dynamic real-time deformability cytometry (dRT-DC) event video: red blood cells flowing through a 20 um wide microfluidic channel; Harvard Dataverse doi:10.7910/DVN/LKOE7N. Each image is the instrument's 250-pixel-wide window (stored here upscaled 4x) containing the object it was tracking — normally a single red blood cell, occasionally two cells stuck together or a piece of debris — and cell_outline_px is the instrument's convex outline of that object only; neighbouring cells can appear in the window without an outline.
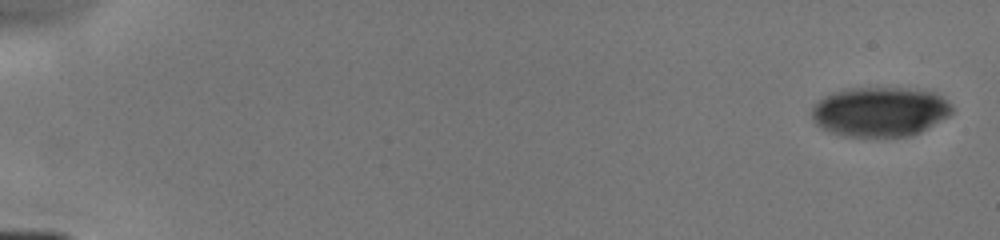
{"species": "human", "species_latin": "Homo sapiens", "temperature_condition": "cold", "stored_images_in_passage": 10, "camera_frame_rate_fps": 3000, "um_per_image_px": 0.085, "donor": {"sex": "male"}, "frame": {"image": 1, "passage_image": 1, "time_ms": 0.0, "image_size_px": [1000, 240], "cell_outline_px": [[952, 112], [948, 116], [928, 128], [920, 132], [908, 136], [840, 136], [828, 132], [820, 128], [812, 120], [812, 108], [824, 96], [848, 88], [904, 88], [936, 92], [948, 100], [952, 104]], "centroid_in_image_um": [74.8, 9.5], "position_along_channel_um": 10.2, "area_um2": 40.69}}
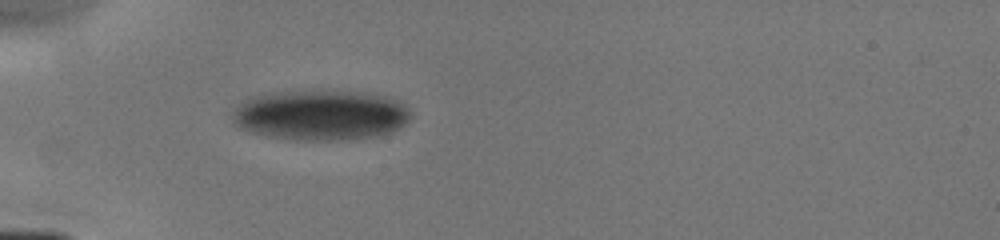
{"frame": {"image": 2, "passage_image": 6, "time_ms": 5.0, "image_size_px": [1000, 240], "cell_outline_px": [[412, 116], [404, 124], [392, 132], [380, 136], [344, 140], [296, 140], [268, 136], [236, 128], [232, 120], [232, 112], [248, 96], [276, 92], [312, 88], [320, 88], [364, 92], [384, 96], [400, 100], [408, 108]], "centroid_in_image_um": [27.24, 9.75], "position_along_channel_um": 57.8, "area_um2": 53.81}}
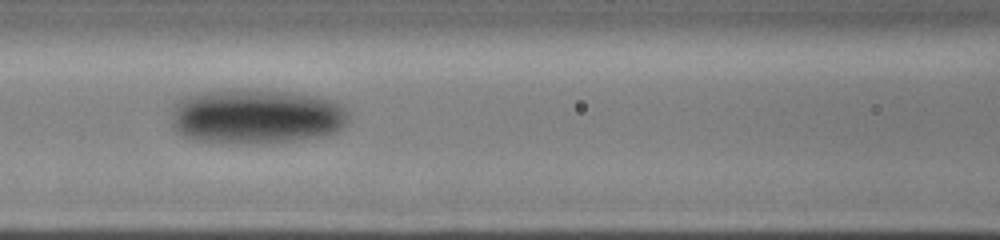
{"frame": {"image": 3, "passage_image": 9, "time_ms": 7.333, "image_size_px": [1000, 240], "cell_outline_px": [[348, 120], [340, 128], [332, 132], [316, 136], [296, 140], [196, 140], [184, 136], [176, 132], [172, 124], [172, 104], [184, 96], [204, 92], [244, 88], [292, 92], [320, 96], [336, 100], [348, 108]], "centroid_in_image_um": [21.79, 9.81], "position_along_channel_um": 144.8, "area_um2": 55.83}}